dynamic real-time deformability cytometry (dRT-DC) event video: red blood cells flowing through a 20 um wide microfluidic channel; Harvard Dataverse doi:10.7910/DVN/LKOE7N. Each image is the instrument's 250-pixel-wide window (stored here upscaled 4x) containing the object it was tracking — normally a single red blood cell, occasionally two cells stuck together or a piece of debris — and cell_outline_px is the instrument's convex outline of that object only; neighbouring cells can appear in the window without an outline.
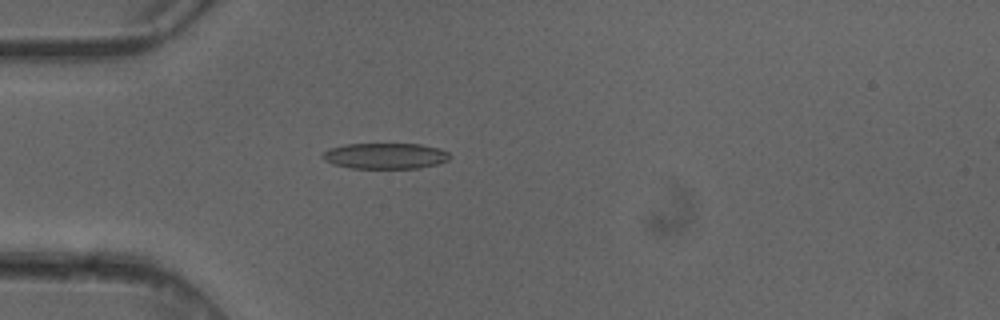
{"species": "common noctule bat (a hibernating species)", "species_latin": "Nyctalus noctula", "temperature_condition": "cold", "stored_images_in_passage": 5, "camera_frame_rate_fps": 3000, "um_per_image_px": 0.085, "animal": {"sex": "female"}, "frame": {"image": 1, "passage_image": 4, "time_ms": 1.0, "image_size_px": [1000, 320], "cell_outline_px": [[452, 156], [448, 160], [436, 164], [420, 168], [352, 168], [332, 164], [324, 160], [320, 156], [328, 148], [348, 144], [420, 144], [440, 148], [448, 152]], "centroid_in_image_um": [32.75, 13.25], "position_along_channel_um": 52.3, "area_um2": 19.25}}